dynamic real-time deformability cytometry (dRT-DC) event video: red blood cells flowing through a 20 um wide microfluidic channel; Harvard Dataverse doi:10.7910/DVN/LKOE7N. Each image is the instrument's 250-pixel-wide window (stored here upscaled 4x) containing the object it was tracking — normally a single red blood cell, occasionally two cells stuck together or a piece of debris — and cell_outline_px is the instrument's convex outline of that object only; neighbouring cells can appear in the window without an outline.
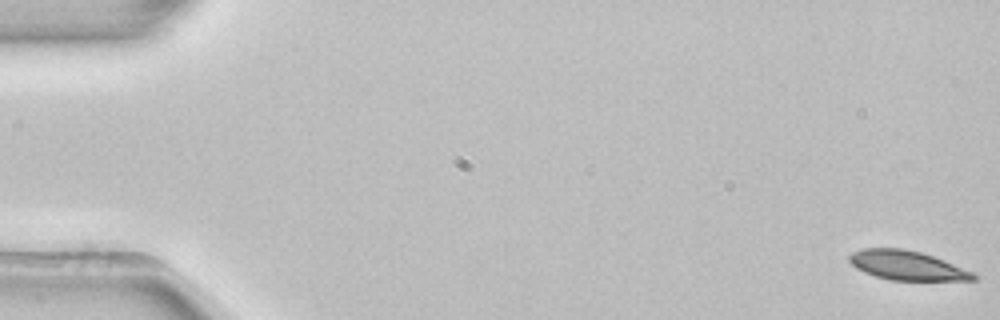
{"species": "common noctule bat (a hibernating species)", "species_latin": "Nyctalus noctula", "temperature_condition": "room temperature", "stored_images_in_passage": 53, "camera_frame_rate_fps": 3000, "um_per_image_px": 0.085, "animal": {"sex": "female", "body_mass_g": 22.7, "forearm_length_mm": 54.2}, "frame": {"image": 1, "passage_image": 1, "time_ms": 0.0, "image_size_px": [1000, 320], "cell_outline_px": [[976, 280], [888, 280], [864, 272], [856, 268], [848, 260], [848, 256], [852, 252], [864, 248], [904, 248], [920, 252], [944, 260], [972, 272], [976, 276]], "centroid_in_image_um": [77.05, 22.55], "position_along_channel_um": 8.0, "area_um2": 21.04}}
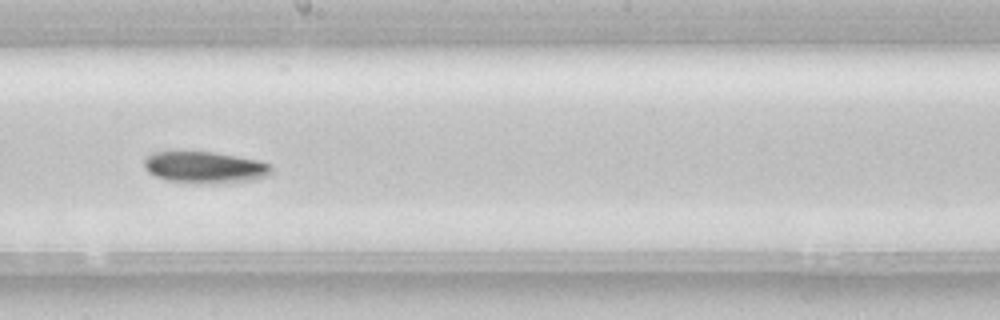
{"frame": {"image": 2, "passage_image": 30, "time_ms": 9.667, "image_size_px": [1000, 320], "cell_outline_px": [[272, 172], [268, 176], [252, 180], [224, 184], [200, 184], [168, 180], [156, 176], [148, 172], [144, 168], [144, 160], [152, 152], [212, 152], [236, 156], [256, 160], [268, 164], [272, 168]], "centroid_in_image_um": [17.42, 14.25], "position_along_channel_um": 230.8, "area_um2": 23.52}}
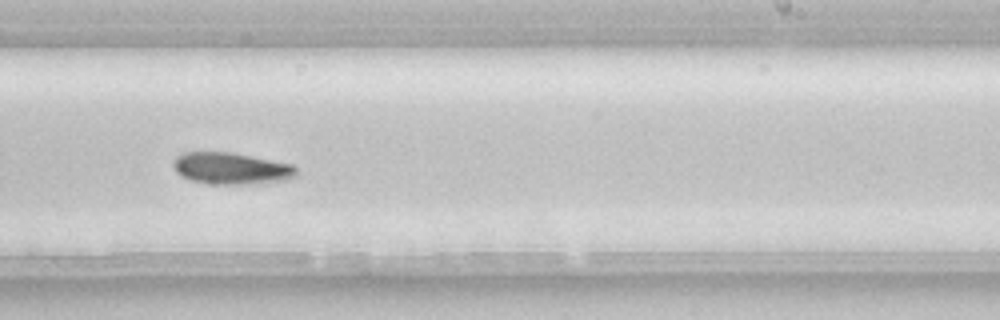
{"frame": {"image": 3, "passage_image": 33, "time_ms": 10.667, "image_size_px": [1000, 320], "cell_outline_px": [[296, 176], [288, 180], [264, 184], [212, 184], [192, 180], [180, 176], [176, 172], [172, 164], [172, 160], [176, 156], [184, 152], [232, 152], [292, 164], [296, 168]], "centroid_in_image_um": [19.66, 14.32], "position_along_channel_um": 269.3, "area_um2": 23.12}, "authors_computed_cell_mechanics": {"area_um2": 22.3686, "velocity_mm_per_s": 3.8905, "shape_relaxation_time_tau1_ms": 3.7472, "shape_relaxation_time_tau2_ms": null, "deformation_change_tau1": 0.1081, "deformation_change_tau2": null}}